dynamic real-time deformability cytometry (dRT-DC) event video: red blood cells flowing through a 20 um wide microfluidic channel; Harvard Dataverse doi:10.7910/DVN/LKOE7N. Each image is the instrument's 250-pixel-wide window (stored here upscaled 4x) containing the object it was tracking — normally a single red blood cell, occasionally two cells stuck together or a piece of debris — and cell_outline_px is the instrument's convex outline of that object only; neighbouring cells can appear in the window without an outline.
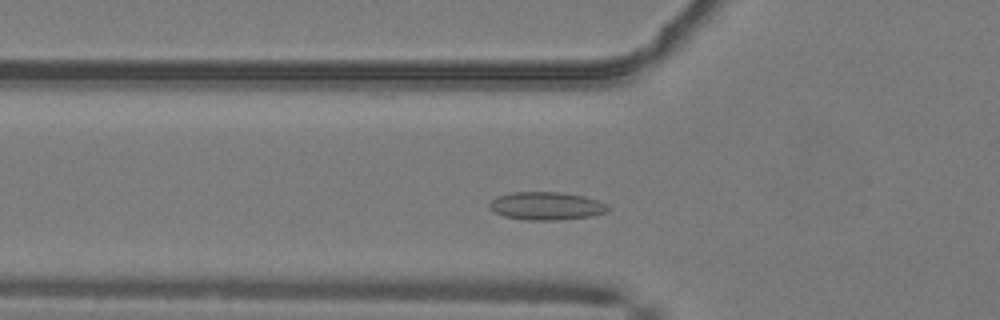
{"species": "common noctule bat (a hibernating species)", "species_latin": "Nyctalus noctula", "temperature_condition": "warm", "stored_images_in_passage": 43, "segment_of_instrument_passage": [1, 2], "camera_frame_rate_fps": 3000, "um_per_image_px": 0.085, "animal": {"sex": "male", "body_mass_g": 19.2, "forearm_length_mm": 51.8}, "frame": {"image": 1, "passage_image": 9, "time_ms": 2.667, "image_size_px": [1000, 320], "cell_outline_px": [[612, 208], [604, 212], [592, 216], [556, 220], [528, 220], [504, 216], [488, 208], [488, 204], [496, 196], [512, 192], [560, 192], [584, 196], [596, 200]], "centroid_in_image_um": [46.4, 17.5], "position_along_channel_um": 79.4, "area_um2": 19.25}}
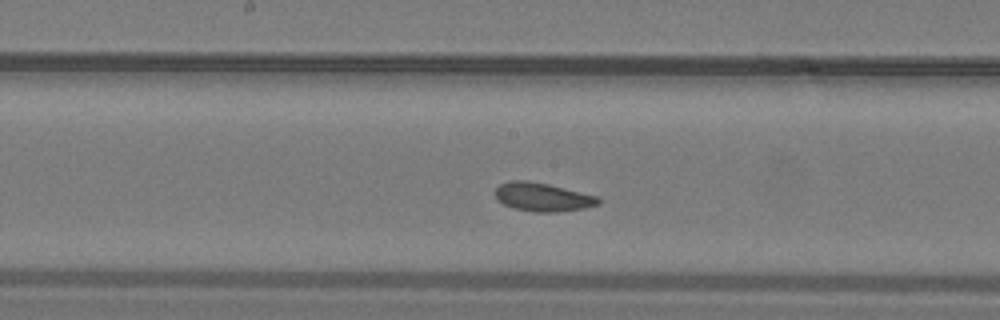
{"frame": {"image": 2, "passage_image": 18, "time_ms": 5.667, "image_size_px": [1000, 320], "cell_outline_px": [[600, 204], [584, 208], [560, 212], [536, 212], [512, 208], [504, 204], [496, 196], [496, 188], [500, 184], [508, 180], [528, 180], [548, 184], [600, 196]], "centroid_in_image_um": [46.16, 16.74], "position_along_channel_um": 202.0, "area_um2": 17.28}}
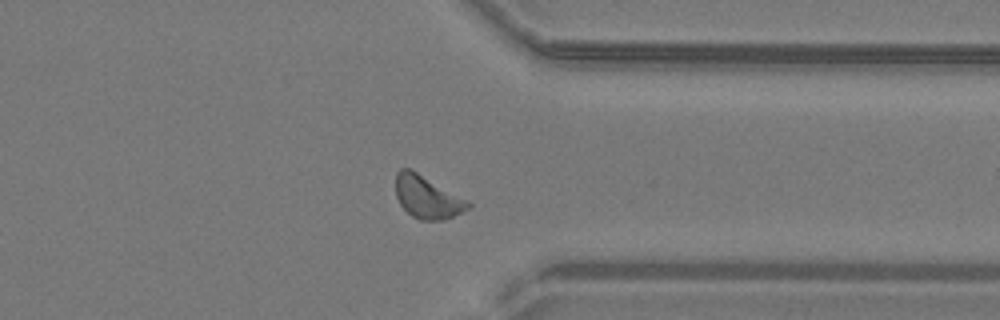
{"frame": {"image": 3, "passage_image": 31, "time_ms": 10.0, "image_size_px": [1000, 320], "cell_outline_px": [[472, 208], [452, 216], [440, 220], [420, 220], [412, 216], [400, 204], [396, 196], [396, 172], [400, 168], [408, 168], [416, 172], [468, 200], [472, 204]], "centroid_in_image_um": [36.32, 16.76], "position_along_channel_um": 375.1, "area_um2": 17.74}}